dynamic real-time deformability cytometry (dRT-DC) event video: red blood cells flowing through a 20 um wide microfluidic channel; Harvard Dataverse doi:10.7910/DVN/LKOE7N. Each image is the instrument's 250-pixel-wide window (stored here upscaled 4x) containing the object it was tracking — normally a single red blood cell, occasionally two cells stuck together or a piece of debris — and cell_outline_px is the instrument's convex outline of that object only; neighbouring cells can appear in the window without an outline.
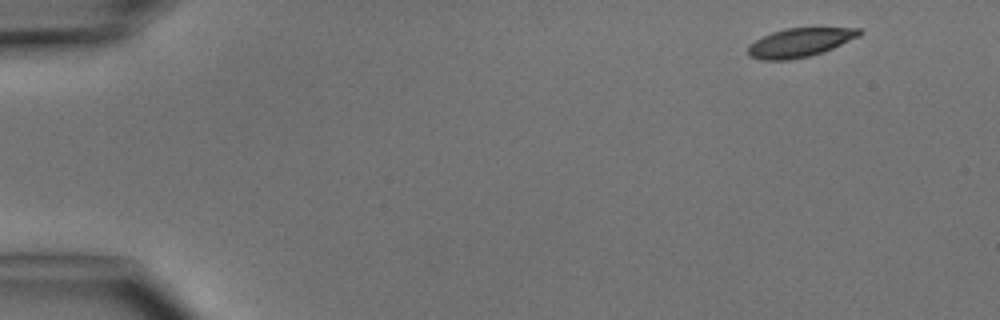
{"species": "common noctule bat (a hibernating species)", "species_latin": "Nyctalus noctula", "temperature_condition": "cold", "stored_images_in_passage": 5, "camera_frame_rate_fps": 3000, "um_per_image_px": 0.085, "animal": {"sex": "male", "body_mass_g": 15.6}, "frame": {"image": 1, "passage_image": 1, "time_ms": 0.0, "image_size_px": [1000, 320], "cell_outline_px": [[864, 32], [860, 36], [824, 52], [808, 56], [788, 60], [760, 60], [748, 56], [748, 44], [772, 32], [788, 28], [860, 28]], "centroid_in_image_um": [67.99, 3.62], "position_along_channel_um": 17.0, "area_um2": 18.73}}
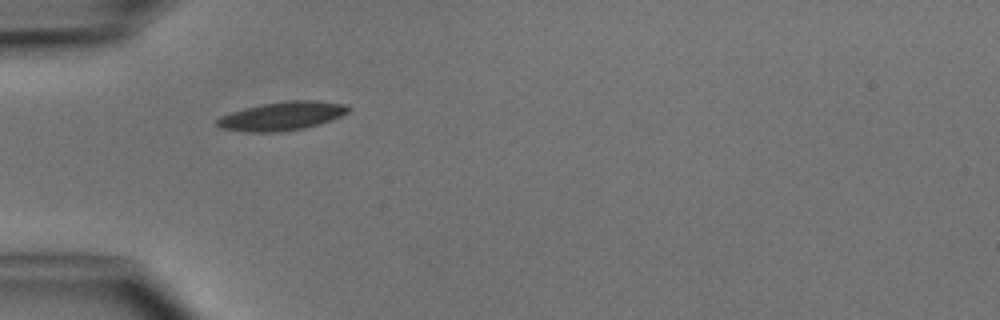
{"frame": {"image": 2, "passage_image": 4, "time_ms": 3.667, "image_size_px": [1000, 320], "cell_outline_px": [[352, 108], [348, 112], [332, 120], [304, 128], [276, 132], [248, 132], [220, 128], [216, 124], [216, 120], [220, 116], [244, 108], [264, 104], [288, 100], [316, 100], [344, 104]], "centroid_in_image_um": [23.97, 9.86], "position_along_channel_um": 61.0, "area_um2": 21.79}}